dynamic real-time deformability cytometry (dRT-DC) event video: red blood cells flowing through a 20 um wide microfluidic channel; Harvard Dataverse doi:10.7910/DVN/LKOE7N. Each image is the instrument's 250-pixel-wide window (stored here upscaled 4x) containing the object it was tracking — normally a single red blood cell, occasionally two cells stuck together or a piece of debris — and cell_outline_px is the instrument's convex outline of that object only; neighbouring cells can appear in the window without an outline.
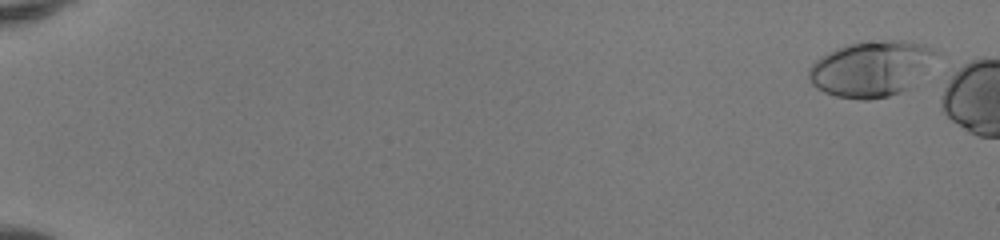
{"species": "human", "species_latin": "Homo sapiens", "temperature_condition": "room temperature", "stored_images_in_passage": 8, "camera_frame_rate_fps": 3000, "um_per_image_px": 0.085, "donor": {"sex": "female"}, "frame": {"image": 1, "passage_image": 3, "time_ms": 0.667, "image_size_px": [1000, 240], "cell_outline_px": [[936, 52], [912, 88], [888, 96], [868, 100], [860, 100], [836, 96], [824, 92], [816, 88], [812, 84], [808, 76], [808, 68], [820, 56], [836, 48], [848, 44], [880, 40], [904, 40], [924, 44], [932, 48]], "centroid_in_image_um": [73.99, 5.84], "position_along_channel_um": 11.0, "area_um2": 40.98}}